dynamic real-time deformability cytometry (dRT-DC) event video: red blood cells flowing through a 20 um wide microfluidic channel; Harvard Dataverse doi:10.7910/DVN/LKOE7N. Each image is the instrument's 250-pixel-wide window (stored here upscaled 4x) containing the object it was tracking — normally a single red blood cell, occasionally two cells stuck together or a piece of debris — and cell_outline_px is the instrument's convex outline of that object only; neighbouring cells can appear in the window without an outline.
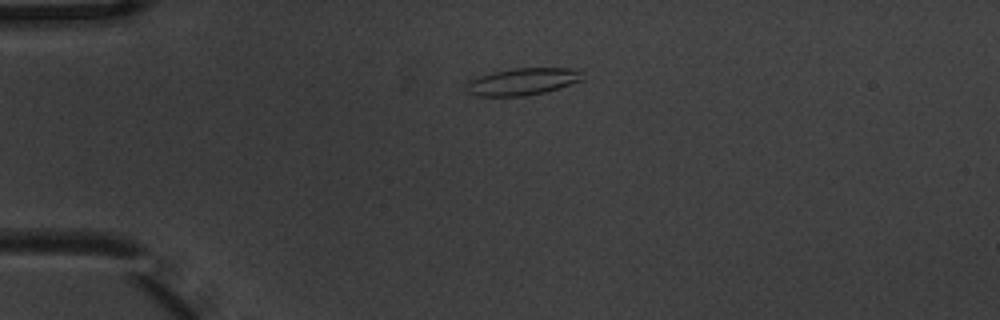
{"species": "common noctule bat (a hibernating species)", "species_latin": "Nyctalus noctula", "temperature_condition": "warm", "stored_images_in_passage": 2, "camera_frame_rate_fps": 3000, "um_per_image_px": 0.085, "animal": {"sex": "male", "body_mass_g": 20.1, "forearm_length_mm": 53.5}, "frame": {"image": 1, "passage_image": 1, "time_ms": 0.0, "image_size_px": [1000, 320], "cell_outline_px": [[584, 80], [544, 92], [528, 96], [476, 96], [468, 92], [468, 80], [492, 72], [516, 68], [584, 68]], "centroid_in_image_um": [44.52, 6.92], "position_along_channel_um": 40.5, "area_um2": 18.5}}